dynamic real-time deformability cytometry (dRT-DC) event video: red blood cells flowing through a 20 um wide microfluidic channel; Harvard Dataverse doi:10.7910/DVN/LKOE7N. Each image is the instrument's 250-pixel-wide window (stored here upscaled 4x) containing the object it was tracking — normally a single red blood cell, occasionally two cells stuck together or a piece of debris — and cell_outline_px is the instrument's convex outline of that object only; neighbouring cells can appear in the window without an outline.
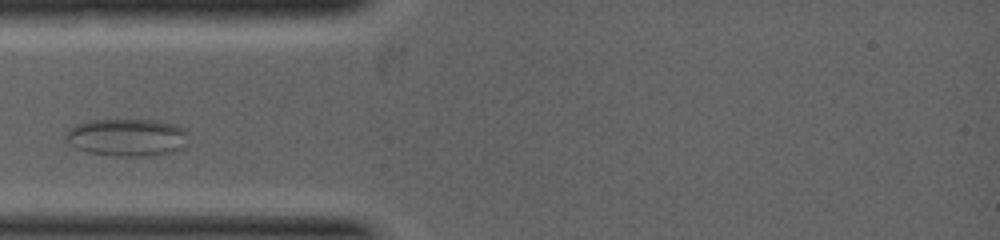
{"species": "common noctule bat (a hibernating species)", "species_latin": "Nyctalus noctula", "temperature_condition": "warm", "stored_images_in_passage": 25, "camera_frame_rate_fps": 5000, "um_per_image_px": 0.085, "animal": {"sex": "female", "body_mass_g": 19.0, "forearm_length_mm": 53.3}, "frame": {"image": 1, "passage_image": 6, "time_ms": 1.2, "image_size_px": [1000, 240], "cell_outline_px": [[188, 132], [180, 148], [172, 152], [136, 156], [116, 156], [88, 152], [76, 148], [68, 144], [64, 140], [64, 132], [68, 128], [76, 124], [88, 120], [156, 120], [176, 124], [188, 128]], "centroid_in_image_um": [10.72, 11.65], "position_along_channel_um": 74.3, "area_um2": 26.93}}
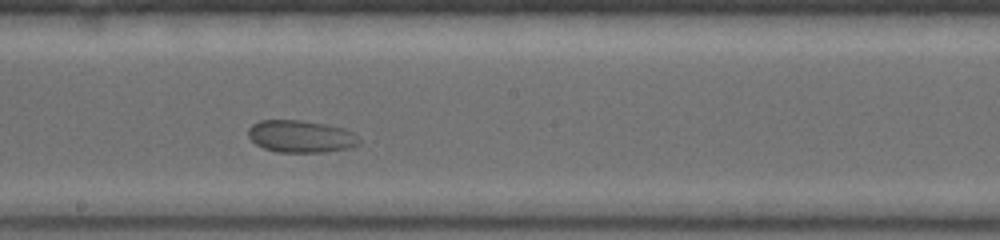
{"frame": {"image": 2, "passage_image": 15, "time_ms": 3.4, "image_size_px": [1000, 240], "cell_outline_px": [[360, 144], [348, 148], [324, 152], [276, 152], [264, 148], [256, 144], [248, 136], [248, 128], [252, 124], [260, 120], [300, 120], [324, 124], [344, 128], [352, 132], [360, 140]], "centroid_in_image_um": [25.55, 11.59], "position_along_channel_um": 222.6, "area_um2": 20.81}}
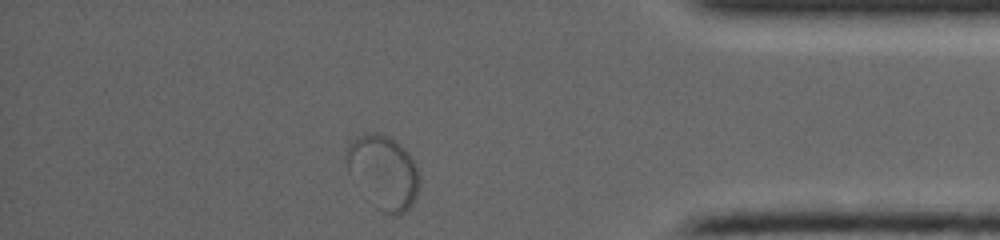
{"frame": {"image": 3, "passage_image": 25, "time_ms": 6.4, "image_size_px": [1000, 240], "cell_outline_px": [[420, 184], [416, 196], [412, 204], [404, 212], [396, 216], [388, 216], [380, 208], [348, 172], [344, 156], [344, 152], [348, 144], [356, 136], [364, 132], [376, 132], [388, 136], [400, 144], [408, 152], [416, 164], [420, 176]], "centroid_in_image_um": [32.6, 14.56], "position_along_channel_um": 402.6, "area_um2": 31.15}}